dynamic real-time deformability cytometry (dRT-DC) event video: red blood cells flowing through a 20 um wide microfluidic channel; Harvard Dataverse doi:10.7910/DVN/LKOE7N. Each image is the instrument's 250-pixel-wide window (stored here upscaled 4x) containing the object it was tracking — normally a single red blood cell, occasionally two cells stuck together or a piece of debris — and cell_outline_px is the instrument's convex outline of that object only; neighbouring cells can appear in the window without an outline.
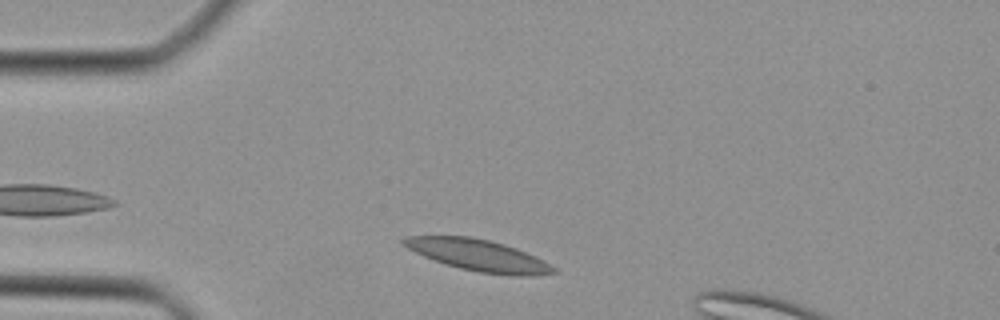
{"species": "Egyptian fruit bat (a non-hibernating species)", "species_latin": "Rousettus aegyptiacus", "temperature_condition": "cold", "stored_images_in_passage": 22, "camera_frame_rate_fps": 3000, "um_per_image_px": 0.085, "animal": {"sex": "female"}, "frame": {"image": 1, "passage_image": 2, "time_ms": 0.333, "image_size_px": [1000, 320], "cell_outline_px": [[556, 272], [532, 276], [516, 276], [480, 272], [460, 268], [424, 256], [408, 248], [400, 240], [404, 236], [468, 236], [488, 240], [504, 244], [516, 248], [556, 268]], "centroid_in_image_um": [40.63, 21.69], "position_along_channel_um": 44.4, "area_um2": 26.82}}
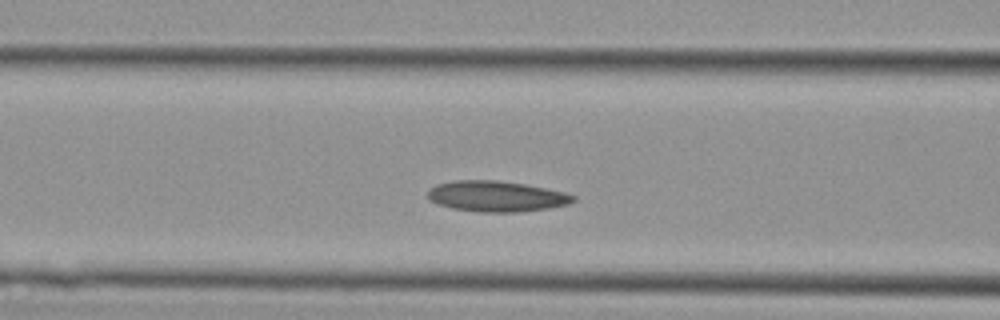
{"frame": {"image": 2, "passage_image": 9, "time_ms": 2.667, "image_size_px": [1000, 320], "cell_outline_px": [[576, 200], [568, 204], [548, 208], [516, 212], [476, 212], [452, 208], [428, 200], [424, 196], [428, 188], [436, 184], [456, 180], [500, 180], [524, 184], [564, 192], [576, 196]], "centroid_in_image_um": [42.13, 16.68], "position_along_channel_um": 124.5, "area_um2": 26.24}}
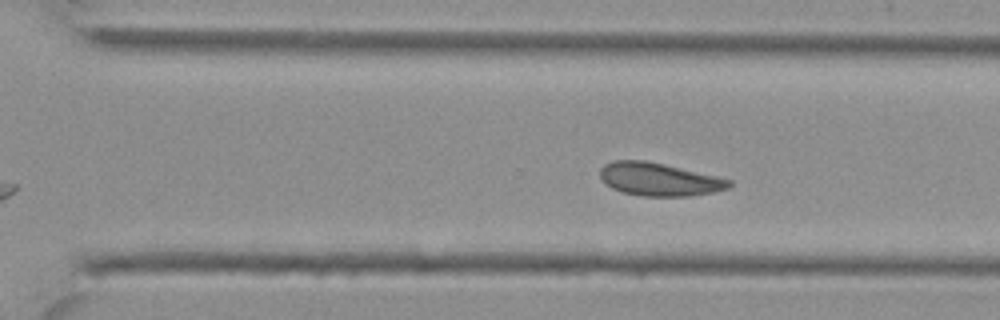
{"frame": {"image": 3, "passage_image": 22, "time_ms": 7.0, "image_size_px": [1000, 320], "cell_outline_px": [[732, 184], [728, 188], [712, 192], [688, 196], [640, 196], [624, 192], [612, 188], [600, 176], [600, 168], [604, 164], [612, 160], [644, 160], [664, 164], [732, 180]], "centroid_in_image_um": [56.01, 15.24], "position_along_channel_um": 314.6, "area_um2": 24.57}}